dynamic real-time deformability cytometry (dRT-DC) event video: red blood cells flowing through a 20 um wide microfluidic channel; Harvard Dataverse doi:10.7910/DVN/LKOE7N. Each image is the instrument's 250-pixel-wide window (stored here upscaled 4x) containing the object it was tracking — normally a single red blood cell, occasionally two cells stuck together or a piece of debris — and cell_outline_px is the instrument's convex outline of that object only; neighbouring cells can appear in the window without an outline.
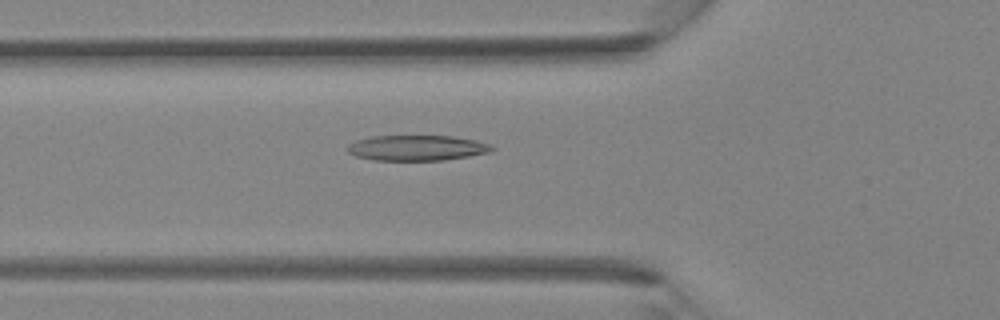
{"species": "Egyptian fruit bat (a non-hibernating species)", "species_latin": "Rousettus aegyptiacus", "temperature_condition": "room temperature", "stored_images_in_passage": 40, "camera_frame_rate_fps": 3000, "um_per_image_px": 0.085, "animal": {"sex": "female"}, "frame": {"image": 1, "passage_image": 14, "time_ms": 4.333, "image_size_px": [1000, 320], "cell_outline_px": [[496, 148], [492, 152], [444, 160], [372, 160], [356, 156], [348, 152], [348, 144], [356, 140], [372, 136], [452, 136], [476, 140], [488, 144]], "centroid_in_image_um": [35.44, 12.57], "position_along_channel_um": 90.4, "area_um2": 21.39}}
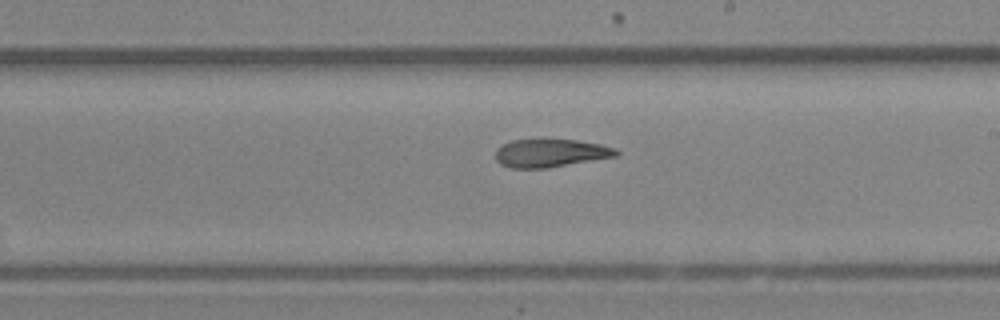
{"frame": {"image": 2, "passage_image": 23, "time_ms": 7.333, "image_size_px": [1000, 320], "cell_outline_px": [[620, 152], [616, 156], [548, 168], [512, 168], [500, 164], [496, 160], [496, 148], [512, 140], [540, 136], [576, 140], [600, 144], [616, 148]], "centroid_in_image_um": [46.76, 12.96], "position_along_channel_um": 242.2, "area_um2": 20.52}}
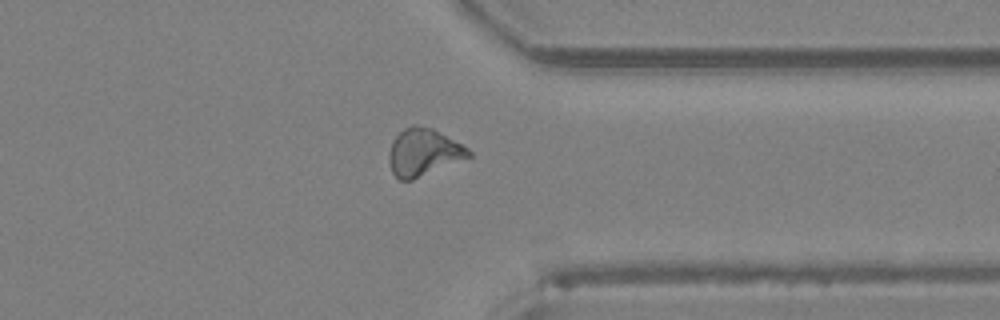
{"frame": {"image": 3, "passage_image": 31, "time_ms": 10.0, "image_size_px": [1000, 320], "cell_outline_px": [[472, 156], [412, 180], [400, 180], [392, 172], [388, 160], [388, 156], [392, 140], [404, 128], [412, 124], [416, 124], [432, 128], [468, 148], [472, 152]], "centroid_in_image_um": [35.97, 12.94], "position_along_channel_um": 375.4, "area_um2": 21.85}}